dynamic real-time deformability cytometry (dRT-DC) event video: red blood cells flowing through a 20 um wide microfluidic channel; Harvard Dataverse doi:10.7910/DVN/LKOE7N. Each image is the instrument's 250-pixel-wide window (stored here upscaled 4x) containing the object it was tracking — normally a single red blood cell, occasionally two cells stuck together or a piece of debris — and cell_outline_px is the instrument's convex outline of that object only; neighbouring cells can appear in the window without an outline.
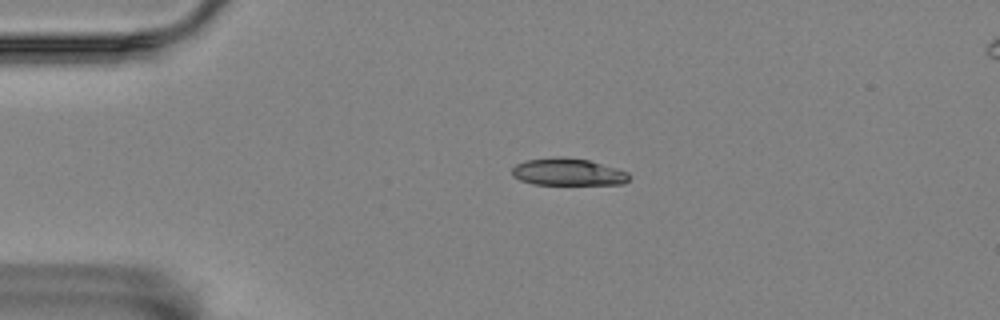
{"species": "Egyptian fruit bat (a non-hibernating species)", "species_latin": "Rousettus aegyptiacus", "temperature_condition": "room temperature", "stored_images_in_passage": 14, "camera_frame_rate_fps": 3000, "um_per_image_px": 0.085, "animal": {"sex": "female"}, "frame": {"image": 1, "passage_image": 3, "time_ms": 0.667, "image_size_px": [1000, 320], "cell_outline_px": [[628, 180], [624, 184], [532, 184], [520, 180], [512, 176], [512, 168], [516, 164], [524, 160], [556, 156], [560, 156], [588, 160], [616, 168], [628, 172]], "centroid_in_image_um": [48.23, 14.61], "position_along_channel_um": 36.8, "area_um2": 18.55}}
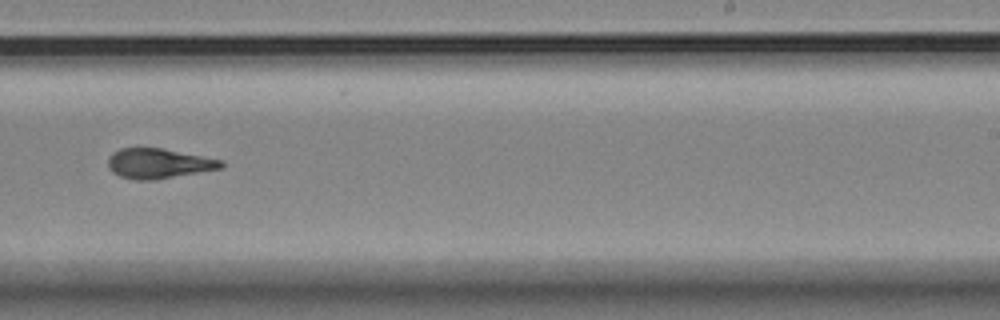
{"frame": {"image": 2, "passage_image": 9, "time_ms": 2.667, "image_size_px": [1000, 320], "cell_outline_px": [[224, 168], [156, 180], [136, 180], [120, 176], [112, 172], [108, 168], [108, 156], [112, 152], [120, 148], [164, 148], [224, 160]], "centroid_in_image_um": [13.5, 13.89], "position_along_channel_um": 275.5, "area_um2": 20.11}}
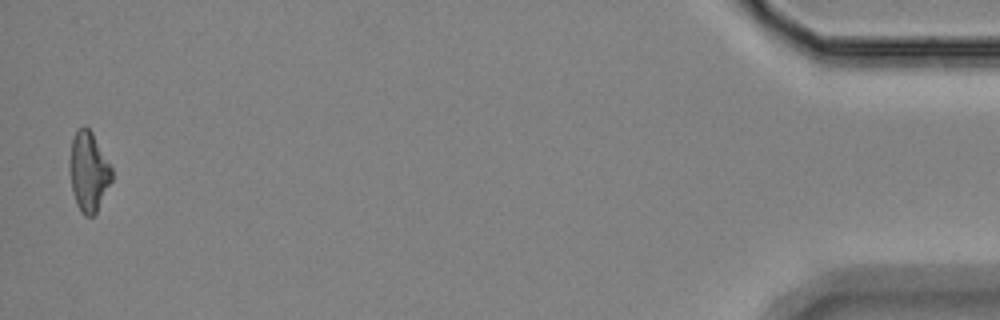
{"frame": {"image": 3, "passage_image": 14, "time_ms": 4.333, "image_size_px": [1000, 320], "cell_outline_px": [[112, 180], [96, 212], [92, 216], [84, 216], [80, 212], [76, 204], [72, 192], [68, 160], [72, 140], [76, 132], [84, 124], [92, 132], [112, 168]], "centroid_in_image_um": [7.51, 14.59], "position_along_channel_um": 427.7, "area_um2": 19.59}}